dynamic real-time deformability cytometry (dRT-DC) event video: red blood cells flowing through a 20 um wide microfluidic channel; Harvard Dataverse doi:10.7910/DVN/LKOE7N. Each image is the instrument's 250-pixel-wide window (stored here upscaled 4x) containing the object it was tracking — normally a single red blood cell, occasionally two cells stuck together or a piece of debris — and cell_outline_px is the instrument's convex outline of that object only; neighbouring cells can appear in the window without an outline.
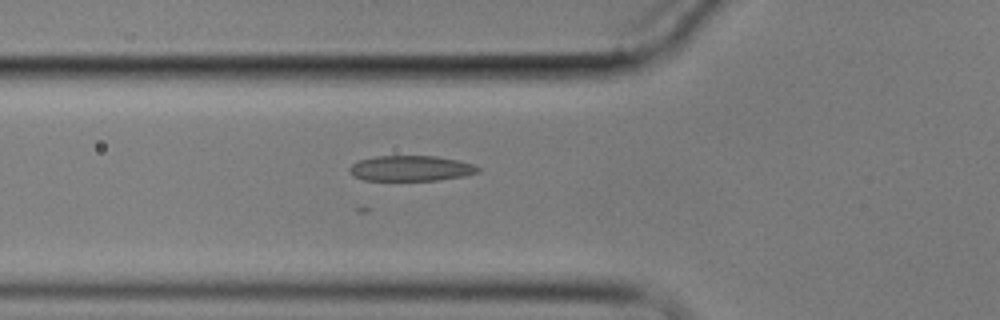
{"species": "common noctule bat (a hibernating species)", "species_latin": "Nyctalus noctula", "temperature_condition": "cold", "stored_images_in_passage": 6, "camera_frame_rate_fps": 3000, "um_per_image_px": 0.085, "animal": {"sex": "male", "body_mass_g": 17.9}, "frame": {"image": 1, "passage_image": 6, "time_ms": 6.667, "image_size_px": [1000, 320], "cell_outline_px": [[480, 172], [464, 176], [436, 180], [364, 180], [352, 176], [348, 172], [348, 168], [352, 164], [360, 160], [376, 156], [436, 156], [456, 160], [472, 164], [480, 168]], "centroid_in_image_um": [34.89, 14.31], "position_along_channel_um": 90.9, "area_um2": 19.02}}